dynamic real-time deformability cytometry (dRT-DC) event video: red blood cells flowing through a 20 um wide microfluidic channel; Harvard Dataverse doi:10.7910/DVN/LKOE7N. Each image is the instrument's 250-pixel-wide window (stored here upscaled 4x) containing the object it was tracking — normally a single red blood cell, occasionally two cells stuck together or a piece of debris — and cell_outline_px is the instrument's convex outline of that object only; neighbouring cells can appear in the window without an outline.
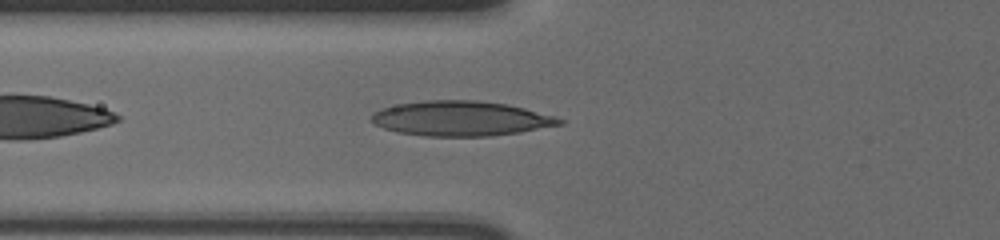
{"species": "human", "species_latin": "Homo sapiens", "temperature_condition": "cold", "stored_images_in_passage": 38, "camera_frame_rate_fps": 3000, "um_per_image_px": 0.085, "donor": {"sex": "male"}, "frame": {"image": 1, "passage_image": 4, "time_ms": 1.0, "image_size_px": [1000, 240], "cell_outline_px": [[564, 124], [520, 132], [492, 136], [424, 136], [396, 132], [384, 128], [376, 124], [372, 120], [372, 112], [384, 108], [400, 104], [424, 100], [476, 100], [504, 104], [524, 108], [552, 116], [564, 120]], "centroid_in_image_um": [39.17, 10.08], "position_along_channel_um": 86.6, "area_um2": 37.92}}
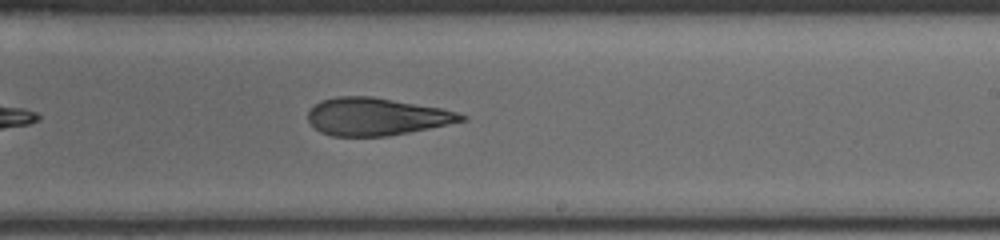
{"frame": {"image": 2, "passage_image": 18, "time_ms": 5.667, "image_size_px": [1000, 240], "cell_outline_px": [[468, 120], [388, 136], [332, 136], [320, 132], [308, 120], [308, 112], [320, 100], [336, 96], [372, 96], [440, 108], [456, 112], [468, 116]], "centroid_in_image_um": [31.98, 9.91], "position_along_channel_um": 257.0, "area_um2": 33.35}}
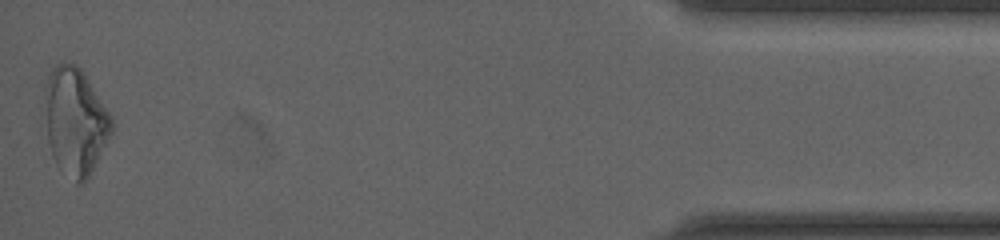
{"frame": {"image": 3, "passage_image": 38, "time_ms": 12.333, "image_size_px": [1000, 240], "cell_outline_px": [[112, 132], [88, 176], [80, 184], [76, 184], [56, 164], [52, 156], [40, 116], [44, 88], [48, 76], [52, 68], [56, 64], [64, 60], [76, 64], [84, 72], [112, 116]], "centroid_in_image_um": [6.31, 10.24], "position_along_channel_um": 428.9, "area_um2": 42.77}, "authors_computed_cell_mechanics": {"area_um2": 35.0557, "velocity_mm_per_s": 3.6313, "shape_relaxation_time_tau1_ms": null, "shape_relaxation_time_tau2_ms": 3.4343, "deformation_change_tau1": null, "deformation_change_tau2": 0.1188}}